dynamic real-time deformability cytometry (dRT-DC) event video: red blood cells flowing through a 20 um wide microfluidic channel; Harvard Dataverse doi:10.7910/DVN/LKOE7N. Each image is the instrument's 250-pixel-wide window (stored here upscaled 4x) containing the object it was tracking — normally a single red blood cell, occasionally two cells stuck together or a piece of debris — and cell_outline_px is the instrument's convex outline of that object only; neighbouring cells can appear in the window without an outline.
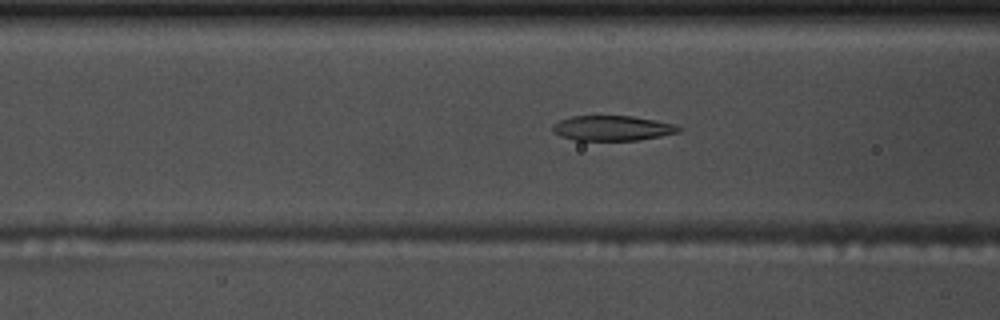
{"species": "common noctule bat (a hibernating species)", "species_latin": "Nyctalus noctula", "temperature_condition": "warm", "stored_images_in_passage": 40, "camera_frame_rate_fps": 3000, "um_per_image_px": 0.085, "animal": {"sex": "male", "body_mass_g": 17.5, "forearm_length_mm": 52.3}, "frame": {"image": 1, "passage_image": 13, "time_ms": 4.0, "image_size_px": [1000, 320], "cell_outline_px": [[684, 128], [680, 132], [660, 136], [636, 140], [576, 140], [560, 136], [552, 132], [552, 124], [560, 120], [572, 116], [632, 116], [672, 124]], "centroid_in_image_um": [52.01, 10.89], "position_along_channel_um": 114.6, "area_um2": 18.26}}
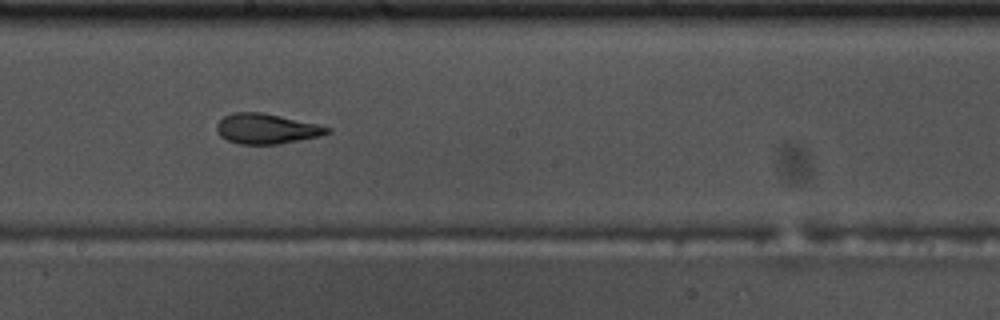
{"frame": {"image": 2, "passage_image": 22, "time_ms": 7.0, "image_size_px": [1000, 320], "cell_outline_px": [[332, 132], [320, 136], [276, 144], [240, 144], [228, 140], [220, 136], [216, 132], [216, 124], [224, 116], [232, 112], [264, 112], [316, 124], [332, 128]], "centroid_in_image_um": [22.63, 10.93], "position_along_channel_um": 225.6, "area_um2": 19.42}}
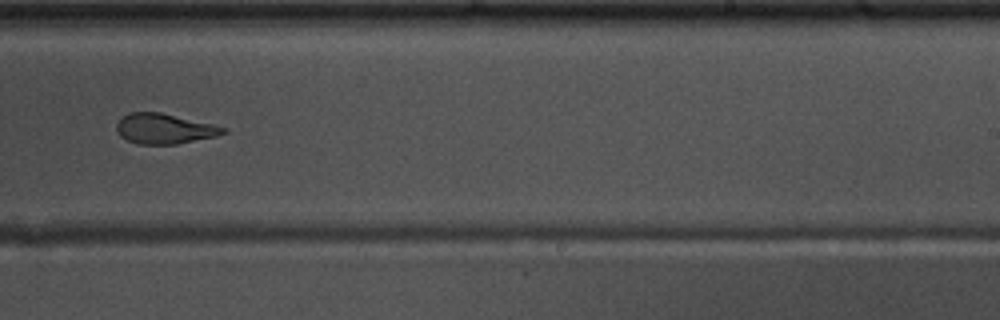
{"frame": {"image": 3, "passage_image": 26, "time_ms": 8.333, "image_size_px": [1000, 320], "cell_outline_px": [[228, 132], [216, 136], [176, 144], [140, 144], [128, 140], [120, 136], [116, 132], [116, 124], [128, 112], [160, 112], [216, 124], [228, 128]], "centroid_in_image_um": [14.01, 10.93], "position_along_channel_um": 275.0, "area_um2": 18.9}, "authors_computed_cell_mechanics": {"area_um2": 19.6231, "velocity_mm_per_s": 3.7107, "shape_relaxation_time_tau1_ms": 7.8148, "shape_relaxation_time_tau2_ms": 2.713, "deformation_change_tau1": 0.2458, "deformation_change_tau2": 0.107}}